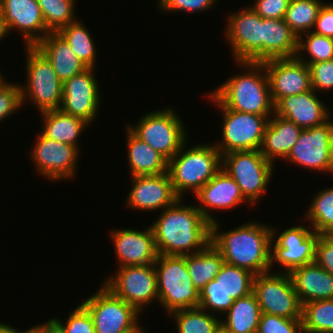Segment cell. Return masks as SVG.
Returning <instances> with one entry per match:
<instances>
[{
  "instance_id": "obj_8",
  "label": "cell",
  "mask_w": 333,
  "mask_h": 333,
  "mask_svg": "<svg viewBox=\"0 0 333 333\" xmlns=\"http://www.w3.org/2000/svg\"><path fill=\"white\" fill-rule=\"evenodd\" d=\"M180 119L172 108H165L146 113L137 124H128L127 128L169 161L188 139Z\"/></svg>"
},
{
  "instance_id": "obj_15",
  "label": "cell",
  "mask_w": 333,
  "mask_h": 333,
  "mask_svg": "<svg viewBox=\"0 0 333 333\" xmlns=\"http://www.w3.org/2000/svg\"><path fill=\"white\" fill-rule=\"evenodd\" d=\"M225 36L234 61L262 62V17L250 6L228 14Z\"/></svg>"
},
{
  "instance_id": "obj_53",
  "label": "cell",
  "mask_w": 333,
  "mask_h": 333,
  "mask_svg": "<svg viewBox=\"0 0 333 333\" xmlns=\"http://www.w3.org/2000/svg\"><path fill=\"white\" fill-rule=\"evenodd\" d=\"M6 34H5V31H4V28H3V25H2V22L0 20V41L5 38Z\"/></svg>"
},
{
  "instance_id": "obj_16",
  "label": "cell",
  "mask_w": 333,
  "mask_h": 333,
  "mask_svg": "<svg viewBox=\"0 0 333 333\" xmlns=\"http://www.w3.org/2000/svg\"><path fill=\"white\" fill-rule=\"evenodd\" d=\"M30 152L38 174L53 182L74 178L79 155L75 146L55 141L40 133Z\"/></svg>"
},
{
  "instance_id": "obj_12",
  "label": "cell",
  "mask_w": 333,
  "mask_h": 333,
  "mask_svg": "<svg viewBox=\"0 0 333 333\" xmlns=\"http://www.w3.org/2000/svg\"><path fill=\"white\" fill-rule=\"evenodd\" d=\"M103 284L139 312L158 300L157 274L153 264L117 267Z\"/></svg>"
},
{
  "instance_id": "obj_51",
  "label": "cell",
  "mask_w": 333,
  "mask_h": 333,
  "mask_svg": "<svg viewBox=\"0 0 333 333\" xmlns=\"http://www.w3.org/2000/svg\"><path fill=\"white\" fill-rule=\"evenodd\" d=\"M0 333H17V328L11 327L9 324L0 323Z\"/></svg>"
},
{
  "instance_id": "obj_49",
  "label": "cell",
  "mask_w": 333,
  "mask_h": 333,
  "mask_svg": "<svg viewBox=\"0 0 333 333\" xmlns=\"http://www.w3.org/2000/svg\"><path fill=\"white\" fill-rule=\"evenodd\" d=\"M45 333H65L62 326L55 320V318L48 319V322L44 323Z\"/></svg>"
},
{
  "instance_id": "obj_19",
  "label": "cell",
  "mask_w": 333,
  "mask_h": 333,
  "mask_svg": "<svg viewBox=\"0 0 333 333\" xmlns=\"http://www.w3.org/2000/svg\"><path fill=\"white\" fill-rule=\"evenodd\" d=\"M263 63L274 106L284 97L312 89L309 67L297 57L269 59Z\"/></svg>"
},
{
  "instance_id": "obj_52",
  "label": "cell",
  "mask_w": 333,
  "mask_h": 333,
  "mask_svg": "<svg viewBox=\"0 0 333 333\" xmlns=\"http://www.w3.org/2000/svg\"><path fill=\"white\" fill-rule=\"evenodd\" d=\"M213 333H230V332L222 323H220Z\"/></svg>"
},
{
  "instance_id": "obj_5",
  "label": "cell",
  "mask_w": 333,
  "mask_h": 333,
  "mask_svg": "<svg viewBox=\"0 0 333 333\" xmlns=\"http://www.w3.org/2000/svg\"><path fill=\"white\" fill-rule=\"evenodd\" d=\"M154 267L157 274V302L171 312L199 307V291L193 286L185 256L158 254Z\"/></svg>"
},
{
  "instance_id": "obj_24",
  "label": "cell",
  "mask_w": 333,
  "mask_h": 333,
  "mask_svg": "<svg viewBox=\"0 0 333 333\" xmlns=\"http://www.w3.org/2000/svg\"><path fill=\"white\" fill-rule=\"evenodd\" d=\"M289 275L301 305L333 299V275L316 262L297 267Z\"/></svg>"
},
{
  "instance_id": "obj_47",
  "label": "cell",
  "mask_w": 333,
  "mask_h": 333,
  "mask_svg": "<svg viewBox=\"0 0 333 333\" xmlns=\"http://www.w3.org/2000/svg\"><path fill=\"white\" fill-rule=\"evenodd\" d=\"M291 0H255L251 6L262 18L284 19Z\"/></svg>"
},
{
  "instance_id": "obj_11",
  "label": "cell",
  "mask_w": 333,
  "mask_h": 333,
  "mask_svg": "<svg viewBox=\"0 0 333 333\" xmlns=\"http://www.w3.org/2000/svg\"><path fill=\"white\" fill-rule=\"evenodd\" d=\"M283 273V274H282ZM258 274L253 279V290L262 313L301 319L302 305L289 273Z\"/></svg>"
},
{
  "instance_id": "obj_45",
  "label": "cell",
  "mask_w": 333,
  "mask_h": 333,
  "mask_svg": "<svg viewBox=\"0 0 333 333\" xmlns=\"http://www.w3.org/2000/svg\"><path fill=\"white\" fill-rule=\"evenodd\" d=\"M161 11L169 12H204L214 7L219 0H158Z\"/></svg>"
},
{
  "instance_id": "obj_35",
  "label": "cell",
  "mask_w": 333,
  "mask_h": 333,
  "mask_svg": "<svg viewBox=\"0 0 333 333\" xmlns=\"http://www.w3.org/2000/svg\"><path fill=\"white\" fill-rule=\"evenodd\" d=\"M304 333H333V299L302 304Z\"/></svg>"
},
{
  "instance_id": "obj_26",
  "label": "cell",
  "mask_w": 333,
  "mask_h": 333,
  "mask_svg": "<svg viewBox=\"0 0 333 333\" xmlns=\"http://www.w3.org/2000/svg\"><path fill=\"white\" fill-rule=\"evenodd\" d=\"M301 131L302 128L294 122L274 113L265 128L260 153L273 164L277 158L285 159L297 143Z\"/></svg>"
},
{
  "instance_id": "obj_1",
  "label": "cell",
  "mask_w": 333,
  "mask_h": 333,
  "mask_svg": "<svg viewBox=\"0 0 333 333\" xmlns=\"http://www.w3.org/2000/svg\"><path fill=\"white\" fill-rule=\"evenodd\" d=\"M182 200L179 198L161 211L150 226L158 254L186 256L205 249L211 243V223L196 205H182Z\"/></svg>"
},
{
  "instance_id": "obj_25",
  "label": "cell",
  "mask_w": 333,
  "mask_h": 333,
  "mask_svg": "<svg viewBox=\"0 0 333 333\" xmlns=\"http://www.w3.org/2000/svg\"><path fill=\"white\" fill-rule=\"evenodd\" d=\"M35 47L49 60L61 82L88 68L58 32H49Z\"/></svg>"
},
{
  "instance_id": "obj_40",
  "label": "cell",
  "mask_w": 333,
  "mask_h": 333,
  "mask_svg": "<svg viewBox=\"0 0 333 333\" xmlns=\"http://www.w3.org/2000/svg\"><path fill=\"white\" fill-rule=\"evenodd\" d=\"M256 333H304L301 319L262 313Z\"/></svg>"
},
{
  "instance_id": "obj_46",
  "label": "cell",
  "mask_w": 333,
  "mask_h": 333,
  "mask_svg": "<svg viewBox=\"0 0 333 333\" xmlns=\"http://www.w3.org/2000/svg\"><path fill=\"white\" fill-rule=\"evenodd\" d=\"M315 262L333 275V234H320L316 243Z\"/></svg>"
},
{
  "instance_id": "obj_42",
  "label": "cell",
  "mask_w": 333,
  "mask_h": 333,
  "mask_svg": "<svg viewBox=\"0 0 333 333\" xmlns=\"http://www.w3.org/2000/svg\"><path fill=\"white\" fill-rule=\"evenodd\" d=\"M234 299L230 294L222 290H200L199 307L207 312L222 315L225 314L233 305ZM208 309V310H207Z\"/></svg>"
},
{
  "instance_id": "obj_20",
  "label": "cell",
  "mask_w": 333,
  "mask_h": 333,
  "mask_svg": "<svg viewBox=\"0 0 333 333\" xmlns=\"http://www.w3.org/2000/svg\"><path fill=\"white\" fill-rule=\"evenodd\" d=\"M132 189L127 197V206L143 211L164 210L179 197L174 191L168 172L159 175L132 176ZM163 207V208H162Z\"/></svg>"
},
{
  "instance_id": "obj_33",
  "label": "cell",
  "mask_w": 333,
  "mask_h": 333,
  "mask_svg": "<svg viewBox=\"0 0 333 333\" xmlns=\"http://www.w3.org/2000/svg\"><path fill=\"white\" fill-rule=\"evenodd\" d=\"M85 25L77 19L67 26L62 27L58 33L65 38L77 57L88 67L96 65V48L90 32Z\"/></svg>"
},
{
  "instance_id": "obj_55",
  "label": "cell",
  "mask_w": 333,
  "mask_h": 333,
  "mask_svg": "<svg viewBox=\"0 0 333 333\" xmlns=\"http://www.w3.org/2000/svg\"><path fill=\"white\" fill-rule=\"evenodd\" d=\"M3 76H4V75H2V74L0 73V80H2V79H3Z\"/></svg>"
},
{
  "instance_id": "obj_10",
  "label": "cell",
  "mask_w": 333,
  "mask_h": 333,
  "mask_svg": "<svg viewBox=\"0 0 333 333\" xmlns=\"http://www.w3.org/2000/svg\"><path fill=\"white\" fill-rule=\"evenodd\" d=\"M206 96L222 110V142L214 143L221 156L232 151L259 150L272 116L234 111L226 108L211 92Z\"/></svg>"
},
{
  "instance_id": "obj_31",
  "label": "cell",
  "mask_w": 333,
  "mask_h": 333,
  "mask_svg": "<svg viewBox=\"0 0 333 333\" xmlns=\"http://www.w3.org/2000/svg\"><path fill=\"white\" fill-rule=\"evenodd\" d=\"M185 260L193 286L198 291L214 280L224 264L223 256L212 243L195 254L186 255Z\"/></svg>"
},
{
  "instance_id": "obj_54",
  "label": "cell",
  "mask_w": 333,
  "mask_h": 333,
  "mask_svg": "<svg viewBox=\"0 0 333 333\" xmlns=\"http://www.w3.org/2000/svg\"><path fill=\"white\" fill-rule=\"evenodd\" d=\"M144 327H142L139 331L135 332V333H147V331L145 329H143Z\"/></svg>"
},
{
  "instance_id": "obj_36",
  "label": "cell",
  "mask_w": 333,
  "mask_h": 333,
  "mask_svg": "<svg viewBox=\"0 0 333 333\" xmlns=\"http://www.w3.org/2000/svg\"><path fill=\"white\" fill-rule=\"evenodd\" d=\"M306 212L310 228L319 234H333V187L314 195Z\"/></svg>"
},
{
  "instance_id": "obj_32",
  "label": "cell",
  "mask_w": 333,
  "mask_h": 333,
  "mask_svg": "<svg viewBox=\"0 0 333 333\" xmlns=\"http://www.w3.org/2000/svg\"><path fill=\"white\" fill-rule=\"evenodd\" d=\"M254 276L246 269L224 262L214 280L207 283L201 290H222L237 300L252 293Z\"/></svg>"
},
{
  "instance_id": "obj_50",
  "label": "cell",
  "mask_w": 333,
  "mask_h": 333,
  "mask_svg": "<svg viewBox=\"0 0 333 333\" xmlns=\"http://www.w3.org/2000/svg\"><path fill=\"white\" fill-rule=\"evenodd\" d=\"M17 333H45L44 332V323L43 324H37L35 326L29 327L27 330L19 331L17 329Z\"/></svg>"
},
{
  "instance_id": "obj_41",
  "label": "cell",
  "mask_w": 333,
  "mask_h": 333,
  "mask_svg": "<svg viewBox=\"0 0 333 333\" xmlns=\"http://www.w3.org/2000/svg\"><path fill=\"white\" fill-rule=\"evenodd\" d=\"M22 107L19 83L7 82L4 78L0 80V122Z\"/></svg>"
},
{
  "instance_id": "obj_17",
  "label": "cell",
  "mask_w": 333,
  "mask_h": 333,
  "mask_svg": "<svg viewBox=\"0 0 333 333\" xmlns=\"http://www.w3.org/2000/svg\"><path fill=\"white\" fill-rule=\"evenodd\" d=\"M94 68L83 72L63 82V100L60 109L70 115L92 123L100 108V87L94 77ZM98 111V112H97Z\"/></svg>"
},
{
  "instance_id": "obj_21",
  "label": "cell",
  "mask_w": 333,
  "mask_h": 333,
  "mask_svg": "<svg viewBox=\"0 0 333 333\" xmlns=\"http://www.w3.org/2000/svg\"><path fill=\"white\" fill-rule=\"evenodd\" d=\"M110 237L118 257V267L153 264L156 261L158 253L150 226L143 231L113 229Z\"/></svg>"
},
{
  "instance_id": "obj_38",
  "label": "cell",
  "mask_w": 333,
  "mask_h": 333,
  "mask_svg": "<svg viewBox=\"0 0 333 333\" xmlns=\"http://www.w3.org/2000/svg\"><path fill=\"white\" fill-rule=\"evenodd\" d=\"M45 25L50 32H58L62 27L76 21V0H37Z\"/></svg>"
},
{
  "instance_id": "obj_27",
  "label": "cell",
  "mask_w": 333,
  "mask_h": 333,
  "mask_svg": "<svg viewBox=\"0 0 333 333\" xmlns=\"http://www.w3.org/2000/svg\"><path fill=\"white\" fill-rule=\"evenodd\" d=\"M298 36L284 19H262V62L296 57Z\"/></svg>"
},
{
  "instance_id": "obj_7",
  "label": "cell",
  "mask_w": 333,
  "mask_h": 333,
  "mask_svg": "<svg viewBox=\"0 0 333 333\" xmlns=\"http://www.w3.org/2000/svg\"><path fill=\"white\" fill-rule=\"evenodd\" d=\"M274 165L259 150L232 151L222 155V169L236 181L251 206L267 193Z\"/></svg>"
},
{
  "instance_id": "obj_4",
  "label": "cell",
  "mask_w": 333,
  "mask_h": 333,
  "mask_svg": "<svg viewBox=\"0 0 333 333\" xmlns=\"http://www.w3.org/2000/svg\"><path fill=\"white\" fill-rule=\"evenodd\" d=\"M186 144L168 161L171 183L181 199L187 190L196 194L222 168V156L214 144L201 143L187 150Z\"/></svg>"
},
{
  "instance_id": "obj_3",
  "label": "cell",
  "mask_w": 333,
  "mask_h": 333,
  "mask_svg": "<svg viewBox=\"0 0 333 333\" xmlns=\"http://www.w3.org/2000/svg\"><path fill=\"white\" fill-rule=\"evenodd\" d=\"M237 63L241 68L244 67V73L232 76L211 93L228 109L272 116L274 104L264 63L253 61H237Z\"/></svg>"
},
{
  "instance_id": "obj_13",
  "label": "cell",
  "mask_w": 333,
  "mask_h": 333,
  "mask_svg": "<svg viewBox=\"0 0 333 333\" xmlns=\"http://www.w3.org/2000/svg\"><path fill=\"white\" fill-rule=\"evenodd\" d=\"M272 227L270 270L279 263L285 273L293 269L315 262L316 243L319 233L312 228L296 225L287 228L279 235ZM276 237V238H275ZM273 247V248H272Z\"/></svg>"
},
{
  "instance_id": "obj_39",
  "label": "cell",
  "mask_w": 333,
  "mask_h": 333,
  "mask_svg": "<svg viewBox=\"0 0 333 333\" xmlns=\"http://www.w3.org/2000/svg\"><path fill=\"white\" fill-rule=\"evenodd\" d=\"M304 37H306L305 41ZM304 50L308 53V56H310L308 58L309 60L303 58L302 53ZM296 57L307 65L310 63L332 60L333 39L316 34L312 31L304 33L298 37V51Z\"/></svg>"
},
{
  "instance_id": "obj_29",
  "label": "cell",
  "mask_w": 333,
  "mask_h": 333,
  "mask_svg": "<svg viewBox=\"0 0 333 333\" xmlns=\"http://www.w3.org/2000/svg\"><path fill=\"white\" fill-rule=\"evenodd\" d=\"M43 130L41 133L50 139L75 146L78 150V138L89 123L81 118L63 112L61 109L41 112Z\"/></svg>"
},
{
  "instance_id": "obj_18",
  "label": "cell",
  "mask_w": 333,
  "mask_h": 333,
  "mask_svg": "<svg viewBox=\"0 0 333 333\" xmlns=\"http://www.w3.org/2000/svg\"><path fill=\"white\" fill-rule=\"evenodd\" d=\"M0 20L6 36L20 31L25 46H35L50 32L37 0H0Z\"/></svg>"
},
{
  "instance_id": "obj_37",
  "label": "cell",
  "mask_w": 333,
  "mask_h": 333,
  "mask_svg": "<svg viewBox=\"0 0 333 333\" xmlns=\"http://www.w3.org/2000/svg\"><path fill=\"white\" fill-rule=\"evenodd\" d=\"M174 317L177 333H213L221 319L200 307L180 309L170 313Z\"/></svg>"
},
{
  "instance_id": "obj_23",
  "label": "cell",
  "mask_w": 333,
  "mask_h": 333,
  "mask_svg": "<svg viewBox=\"0 0 333 333\" xmlns=\"http://www.w3.org/2000/svg\"><path fill=\"white\" fill-rule=\"evenodd\" d=\"M316 93L311 89L298 95L284 97L274 106V113L294 122L302 129L322 125L330 119L331 112Z\"/></svg>"
},
{
  "instance_id": "obj_2",
  "label": "cell",
  "mask_w": 333,
  "mask_h": 333,
  "mask_svg": "<svg viewBox=\"0 0 333 333\" xmlns=\"http://www.w3.org/2000/svg\"><path fill=\"white\" fill-rule=\"evenodd\" d=\"M211 223V243L221 253L224 262L246 269L254 275L270 270L272 226L249 221L219 232V223Z\"/></svg>"
},
{
  "instance_id": "obj_48",
  "label": "cell",
  "mask_w": 333,
  "mask_h": 333,
  "mask_svg": "<svg viewBox=\"0 0 333 333\" xmlns=\"http://www.w3.org/2000/svg\"><path fill=\"white\" fill-rule=\"evenodd\" d=\"M312 32L333 39V5L329 2L322 5Z\"/></svg>"
},
{
  "instance_id": "obj_9",
  "label": "cell",
  "mask_w": 333,
  "mask_h": 333,
  "mask_svg": "<svg viewBox=\"0 0 333 333\" xmlns=\"http://www.w3.org/2000/svg\"><path fill=\"white\" fill-rule=\"evenodd\" d=\"M81 305L89 312L96 333H135L142 328L137 321L141 312L103 283Z\"/></svg>"
},
{
  "instance_id": "obj_44",
  "label": "cell",
  "mask_w": 333,
  "mask_h": 333,
  "mask_svg": "<svg viewBox=\"0 0 333 333\" xmlns=\"http://www.w3.org/2000/svg\"><path fill=\"white\" fill-rule=\"evenodd\" d=\"M55 320L62 326L65 333H96L89 312L81 304L71 311L66 319V324H63L58 318Z\"/></svg>"
},
{
  "instance_id": "obj_28",
  "label": "cell",
  "mask_w": 333,
  "mask_h": 333,
  "mask_svg": "<svg viewBox=\"0 0 333 333\" xmlns=\"http://www.w3.org/2000/svg\"><path fill=\"white\" fill-rule=\"evenodd\" d=\"M127 158L132 176L159 175L168 172V160L150 145L137 138L128 128Z\"/></svg>"
},
{
  "instance_id": "obj_6",
  "label": "cell",
  "mask_w": 333,
  "mask_h": 333,
  "mask_svg": "<svg viewBox=\"0 0 333 333\" xmlns=\"http://www.w3.org/2000/svg\"><path fill=\"white\" fill-rule=\"evenodd\" d=\"M24 47L27 52V82L20 86L22 106L31 100L39 113L60 109L63 82L58 79L49 60L35 46Z\"/></svg>"
},
{
  "instance_id": "obj_34",
  "label": "cell",
  "mask_w": 333,
  "mask_h": 333,
  "mask_svg": "<svg viewBox=\"0 0 333 333\" xmlns=\"http://www.w3.org/2000/svg\"><path fill=\"white\" fill-rule=\"evenodd\" d=\"M323 4L321 0H291L284 21L299 37L313 30Z\"/></svg>"
},
{
  "instance_id": "obj_22",
  "label": "cell",
  "mask_w": 333,
  "mask_h": 333,
  "mask_svg": "<svg viewBox=\"0 0 333 333\" xmlns=\"http://www.w3.org/2000/svg\"><path fill=\"white\" fill-rule=\"evenodd\" d=\"M195 197L200 201L196 205L197 209L210 223L216 221L214 215L210 213L212 209L228 210L243 202H248L236 181L222 168L195 194Z\"/></svg>"
},
{
  "instance_id": "obj_43",
  "label": "cell",
  "mask_w": 333,
  "mask_h": 333,
  "mask_svg": "<svg viewBox=\"0 0 333 333\" xmlns=\"http://www.w3.org/2000/svg\"><path fill=\"white\" fill-rule=\"evenodd\" d=\"M311 87L316 92H326L333 89V59L308 64ZM321 90V91H320Z\"/></svg>"
},
{
  "instance_id": "obj_30",
  "label": "cell",
  "mask_w": 333,
  "mask_h": 333,
  "mask_svg": "<svg viewBox=\"0 0 333 333\" xmlns=\"http://www.w3.org/2000/svg\"><path fill=\"white\" fill-rule=\"evenodd\" d=\"M221 323L230 333H256L262 315L255 294L234 300Z\"/></svg>"
},
{
  "instance_id": "obj_14",
  "label": "cell",
  "mask_w": 333,
  "mask_h": 333,
  "mask_svg": "<svg viewBox=\"0 0 333 333\" xmlns=\"http://www.w3.org/2000/svg\"><path fill=\"white\" fill-rule=\"evenodd\" d=\"M285 160L309 170L333 174V121L302 129Z\"/></svg>"
}]
</instances>
